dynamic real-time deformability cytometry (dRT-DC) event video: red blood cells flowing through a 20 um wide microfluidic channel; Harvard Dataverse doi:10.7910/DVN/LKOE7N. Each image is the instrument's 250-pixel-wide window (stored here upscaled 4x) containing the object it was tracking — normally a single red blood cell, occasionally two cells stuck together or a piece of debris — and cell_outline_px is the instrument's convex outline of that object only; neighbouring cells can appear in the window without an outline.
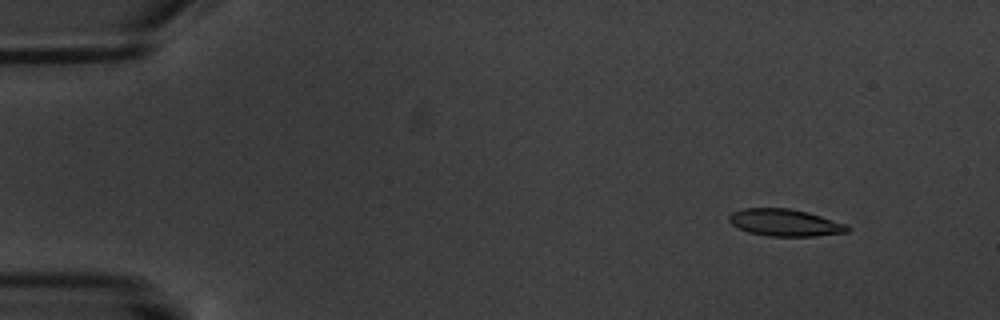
{"species": "common noctule bat (a hibernating species)", "species_latin": "Nyctalus noctula", "temperature_condition": "warm", "stored_images_in_passage": 10, "camera_frame_rate_fps": 3000, "um_per_image_px": 0.085, "animal": {"sex": "male", "body_mass_g": 20.1, "forearm_length_mm": 53.5}, "frame": {"image": 1, "passage_image": 2, "time_ms": 1.333, "image_size_px": [1000, 320], "cell_outline_px": [[852, 228], [848, 232], [816, 236], [768, 236], [748, 232], [732, 224], [728, 220], [728, 216], [732, 212], [744, 208], [788, 208], [808, 212], [848, 224]], "centroid_in_image_um": [66.76, 18.92], "position_along_channel_um": 18.2, "area_um2": 18.79}}
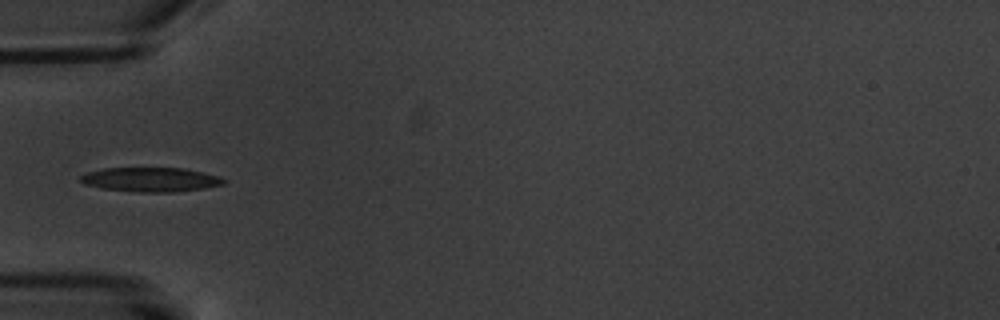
{"frame": {"image": 2, "passage_image": 6, "time_ms": 6.0, "image_size_px": [1000, 320], "cell_outline_px": [[228, 180], [224, 184], [204, 188], [172, 192], [140, 192], [104, 188], [84, 184], [80, 180], [80, 176], [88, 172], [104, 168], [184, 168], [220, 176]], "centroid_in_image_um": [12.85, 15.26], "position_along_channel_um": 72.1, "area_um2": 20.17}}